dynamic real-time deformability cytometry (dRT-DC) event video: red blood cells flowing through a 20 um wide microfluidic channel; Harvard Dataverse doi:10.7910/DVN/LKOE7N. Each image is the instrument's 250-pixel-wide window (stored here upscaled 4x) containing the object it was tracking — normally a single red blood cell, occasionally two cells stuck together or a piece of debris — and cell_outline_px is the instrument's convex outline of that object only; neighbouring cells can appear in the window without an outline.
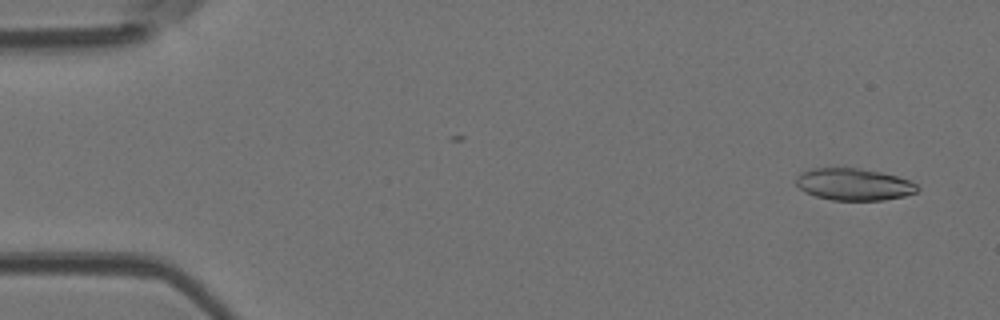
{"species": "Egyptian fruit bat (a non-hibernating species)", "species_latin": "Rousettus aegyptiacus", "temperature_condition": "room temperature", "stored_images_in_passage": 2, "camera_frame_rate_fps": 3000, "um_per_image_px": 0.085, "animal": {"sex": "female"}, "frame": {"image": 1, "passage_image": 2, "time_ms": 0.333, "image_size_px": [1000, 320], "cell_outline_px": [[920, 188], [916, 192], [904, 196], [884, 200], [832, 200], [816, 196], [804, 192], [796, 184], [796, 176], [800, 172], [812, 168], [860, 168], [880, 172], [896, 176], [908, 180], [916, 184]], "centroid_in_image_um": [72.55, 15.67], "position_along_channel_um": 12.5, "area_um2": 22.6}}